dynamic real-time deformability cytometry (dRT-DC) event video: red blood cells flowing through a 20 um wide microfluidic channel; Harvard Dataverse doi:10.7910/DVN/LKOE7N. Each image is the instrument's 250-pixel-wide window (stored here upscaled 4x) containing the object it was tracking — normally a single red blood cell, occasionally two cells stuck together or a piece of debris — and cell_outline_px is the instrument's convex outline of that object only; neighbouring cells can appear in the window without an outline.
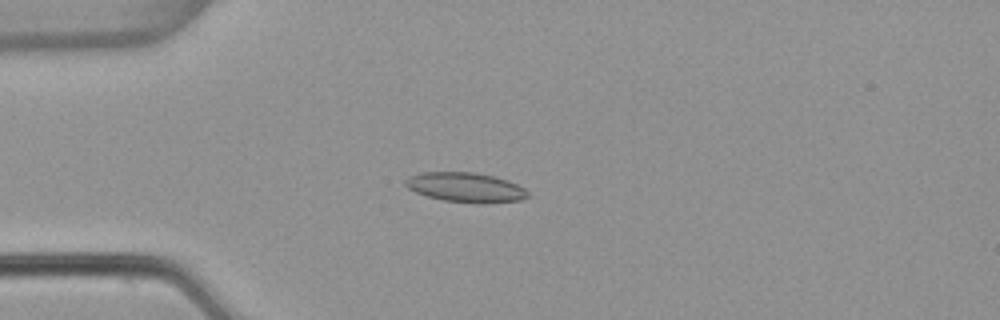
{"species": "common noctule bat (a hibernating species)", "species_latin": "Nyctalus noctula", "temperature_condition": "warm", "stored_images_in_passage": 53, "camera_frame_rate_fps": 3000, "um_per_image_px": 0.085, "animal": {"sex": "female", "body_mass_g": 22.7, "forearm_length_mm": 54.2}, "frame": {"image": 1, "passage_image": 14, "time_ms": 4.333, "image_size_px": [1000, 320], "cell_outline_px": [[528, 196], [520, 200], [484, 204], [476, 204], [444, 200], [428, 196], [416, 192], [408, 188], [404, 184], [404, 180], [408, 176], [420, 172], [472, 172], [492, 176], [508, 180], [524, 188], [528, 192]], "centroid_in_image_um": [39.56, 15.93], "position_along_channel_um": 45.4, "area_um2": 21.21}}
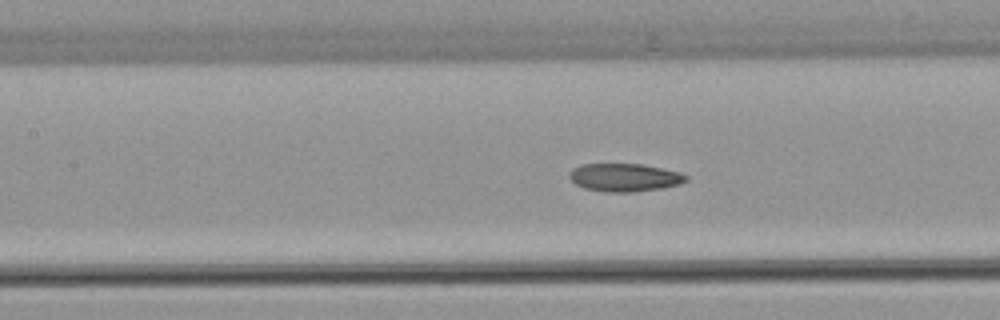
{"frame": {"image": 2, "passage_image": 24, "time_ms": 7.667, "image_size_px": [1000, 320], "cell_outline_px": [[688, 180], [680, 184], [660, 188], [632, 192], [604, 192], [584, 188], [576, 184], [568, 176], [568, 172], [572, 168], [584, 164], [640, 164], [680, 172], [688, 176]], "centroid_in_image_um": [53.07, 15.08], "position_along_channel_um": 154.3, "area_um2": 19.02}}
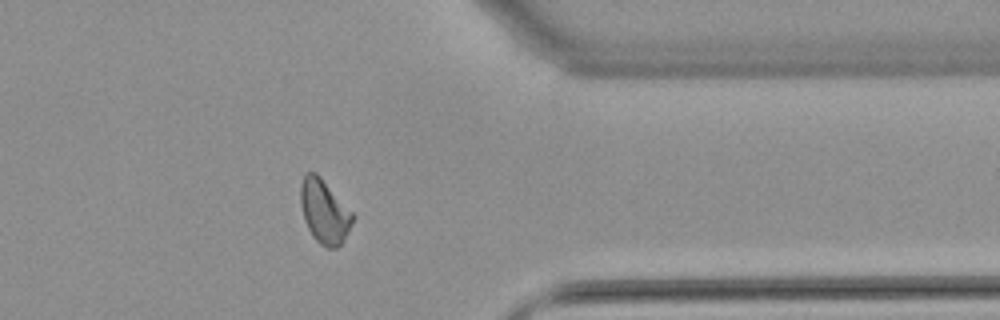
{"frame": {"image": 3, "passage_image": 43, "time_ms": 14.0, "image_size_px": [1000, 320], "cell_outline_px": [[356, 216], [344, 240], [336, 248], [328, 248], [320, 244], [312, 236], [304, 220], [300, 204], [300, 184], [304, 176], [308, 172], [316, 172], [320, 176]], "centroid_in_image_um": [27.57, 17.98], "position_along_channel_um": 383.8, "area_um2": 19.42}, "authors_computed_cell_mechanics": {"area_um2": 19.4208, "velocity_mm_per_s": 3.8249, "shape_relaxation_time_tau1_ms": null, "shape_relaxation_time_tau2_ms": 3.1212, "deformation_change_tau1": null, "deformation_change_tau2": 0.0854}}